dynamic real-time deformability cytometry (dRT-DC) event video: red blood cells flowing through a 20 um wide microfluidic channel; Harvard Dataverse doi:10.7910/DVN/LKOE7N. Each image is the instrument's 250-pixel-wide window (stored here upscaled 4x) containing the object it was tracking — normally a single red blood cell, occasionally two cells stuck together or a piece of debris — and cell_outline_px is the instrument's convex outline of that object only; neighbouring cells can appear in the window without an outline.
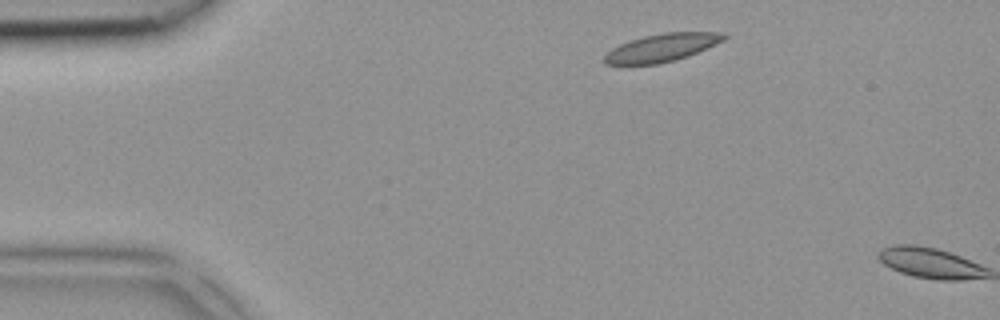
{"species": "common noctule bat (a hibernating species)", "species_latin": "Nyctalus noctula", "temperature_condition": "room temperature", "stored_images_in_passage": 1, "camera_frame_rate_fps": 3000, "um_per_image_px": 0.085, "animal": {"sex": "female", "body_mass_g": 18.4}, "frame": {"image": 1, "passage_image": 1, "time_ms": 0.0, "image_size_px": [1000, 320], "cell_outline_px": [[728, 36], [724, 40], [716, 44], [676, 60], [656, 64], [604, 64], [604, 56], [612, 48], [620, 44], [644, 36], [664, 32], [716, 32]], "centroid_in_image_um": [56.24, 4.05], "position_along_channel_um": 28.8, "area_um2": 19.07}}